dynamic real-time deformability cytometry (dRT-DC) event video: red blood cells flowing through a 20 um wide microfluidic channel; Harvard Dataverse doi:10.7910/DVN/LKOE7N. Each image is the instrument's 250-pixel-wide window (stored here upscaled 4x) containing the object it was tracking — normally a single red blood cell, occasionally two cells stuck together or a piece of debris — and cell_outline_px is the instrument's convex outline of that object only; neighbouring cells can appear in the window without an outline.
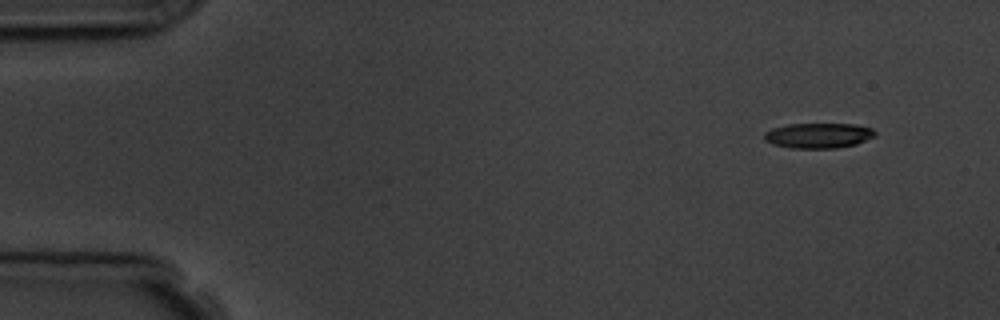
{"species": "common noctule bat (a hibernating species)", "species_latin": "Nyctalus noctula", "temperature_condition": "room temperature", "stored_images_in_passage": 3, "camera_frame_rate_fps": 3000, "um_per_image_px": 0.085, "animal": {"sex": "male", "body_mass_g": 19.5, "forearm_length_mm": 54.6}, "frame": {"image": 1, "passage_image": 1, "time_ms": 0.0, "image_size_px": [1000, 320], "cell_outline_px": [[876, 136], [856, 144], [836, 148], [792, 148], [772, 144], [764, 140], [764, 132], [772, 128], [788, 124], [856, 124], [872, 128], [876, 132]], "centroid_in_image_um": [69.57, 11.52], "position_along_channel_um": 15.4, "area_um2": 16.36}}